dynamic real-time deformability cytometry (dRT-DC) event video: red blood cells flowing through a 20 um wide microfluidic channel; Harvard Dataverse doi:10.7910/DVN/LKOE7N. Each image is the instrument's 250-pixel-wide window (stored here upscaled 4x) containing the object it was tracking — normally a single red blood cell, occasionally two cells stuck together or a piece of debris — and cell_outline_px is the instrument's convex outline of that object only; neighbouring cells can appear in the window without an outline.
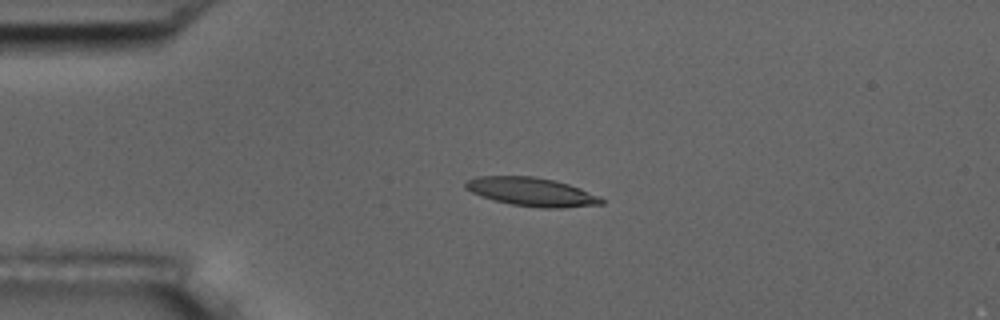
{"species": "common noctule bat (a hibernating species)", "species_latin": "Nyctalus noctula", "temperature_condition": "room temperature", "stored_images_in_passage": 4, "camera_frame_rate_fps": 3000, "um_per_image_px": 0.085, "animal": {"sex": "male", "body_mass_g": 17.5, "forearm_length_mm": 52.3}, "frame": {"image": 1, "passage_image": 3, "time_ms": 2.333, "image_size_px": [1000, 320], "cell_outline_px": [[604, 204], [560, 208], [540, 208], [512, 204], [496, 200], [472, 192], [464, 188], [464, 184], [468, 180], [476, 176], [532, 176], [556, 180], [580, 188], [600, 196], [604, 200]], "centroid_in_image_um": [45.23, 16.3], "position_along_channel_um": 39.8, "area_um2": 22.54}}